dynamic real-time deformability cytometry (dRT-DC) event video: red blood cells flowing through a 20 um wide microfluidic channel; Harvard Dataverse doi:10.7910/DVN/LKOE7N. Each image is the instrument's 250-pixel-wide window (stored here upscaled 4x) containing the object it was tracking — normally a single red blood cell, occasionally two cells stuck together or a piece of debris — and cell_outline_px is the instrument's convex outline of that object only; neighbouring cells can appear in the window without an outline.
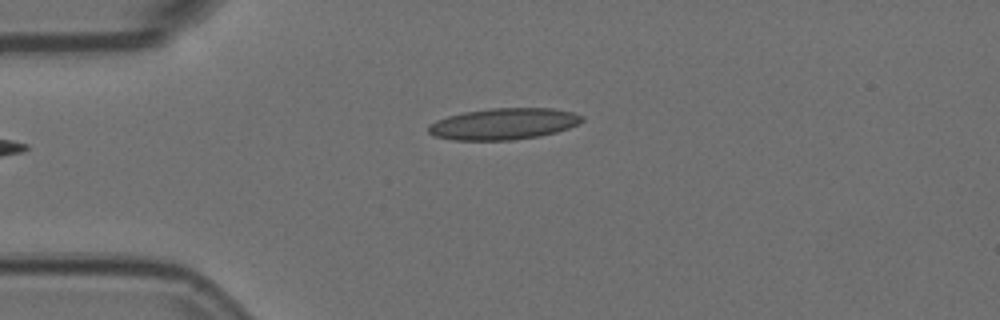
{"species": "Egyptian fruit bat (a non-hibernating species)", "species_latin": "Rousettus aegyptiacus", "temperature_condition": "room temperature", "stored_images_in_passage": 3, "camera_frame_rate_fps": 3000, "um_per_image_px": 0.085, "animal": {"sex": "female"}, "frame": {"image": 1, "passage_image": 3, "time_ms": 0.667, "image_size_px": [1000, 320], "cell_outline_px": [[584, 120], [580, 124], [556, 132], [540, 136], [512, 140], [452, 140], [436, 136], [428, 132], [428, 124], [436, 120], [448, 116], [464, 112], [488, 108], [552, 108], [572, 112], [584, 116]], "centroid_in_image_um": [42.82, 10.52], "position_along_channel_um": 42.2, "area_um2": 28.26}}